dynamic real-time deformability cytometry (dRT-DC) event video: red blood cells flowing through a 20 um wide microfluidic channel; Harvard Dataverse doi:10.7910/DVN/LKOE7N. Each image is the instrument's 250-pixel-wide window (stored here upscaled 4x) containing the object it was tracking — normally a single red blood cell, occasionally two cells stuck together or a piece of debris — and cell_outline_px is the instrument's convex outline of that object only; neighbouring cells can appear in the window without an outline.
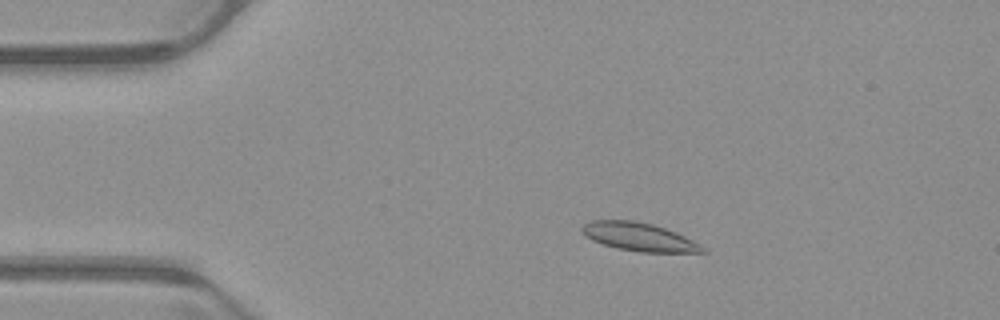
{"species": "common noctule bat (a hibernating species)", "species_latin": "Nyctalus noctula", "temperature_condition": "warm", "stored_images_in_passage": 52, "camera_frame_rate_fps": 3000, "um_per_image_px": 0.085, "animal": {"sex": "male", "body_mass_g": 23.1, "forearm_length_mm": 52.7}, "frame": {"image": 1, "passage_image": 10, "time_ms": 3.0, "image_size_px": [1000, 320], "cell_outline_px": [[708, 252], [640, 252], [616, 248], [592, 240], [584, 236], [580, 232], [580, 228], [584, 224], [592, 220], [636, 220], [652, 224], [676, 232], [700, 244]], "centroid_in_image_um": [54.27, 20.13], "position_along_channel_um": 30.7, "area_um2": 19.88}}
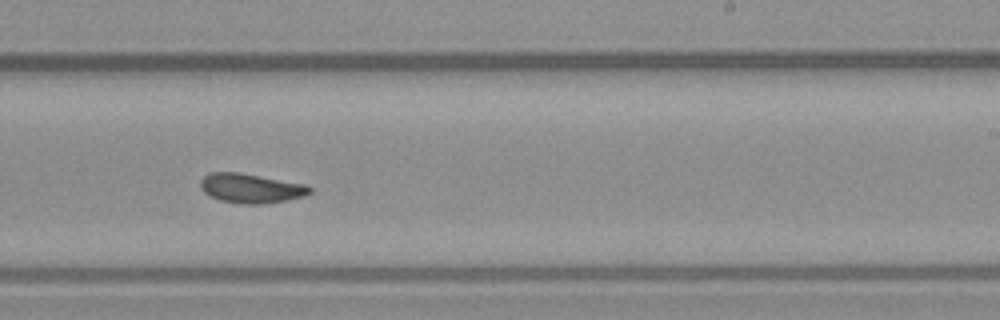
{"frame": {"image": 2, "passage_image": 32, "time_ms": 10.333, "image_size_px": [1000, 320], "cell_outline_px": [[312, 192], [304, 196], [288, 200], [264, 204], [244, 204], [220, 200], [208, 196], [200, 188], [200, 180], [208, 172], [240, 172], [308, 184], [312, 188]], "centroid_in_image_um": [21.34, 15.99], "position_along_channel_um": 267.7, "area_um2": 19.13}}
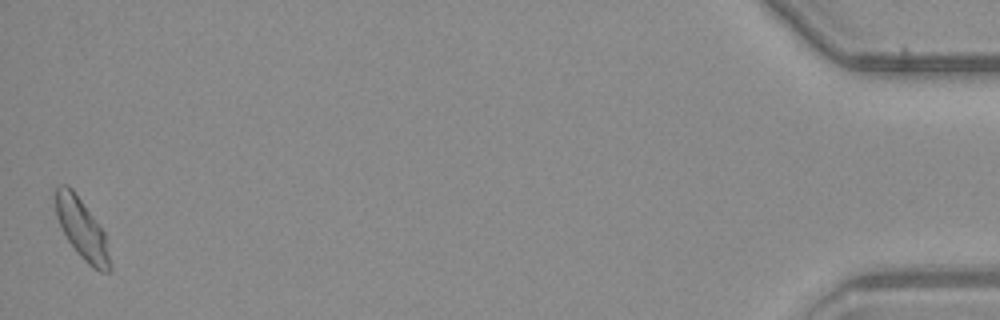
{"frame": {"image": 3, "passage_image": 52, "time_ms": 17.0, "image_size_px": [1000, 320], "cell_outline_px": [[112, 268], [108, 272], [100, 272], [92, 268], [76, 252], [68, 240], [56, 216], [52, 196], [52, 192], [60, 184], [68, 184], [72, 188], [104, 232]], "centroid_in_image_um": [6.91, 19.43], "position_along_channel_um": 428.3, "area_um2": 19.25}, "authors_computed_cell_mechanics": {"area_um2": 18.8139, "velocity_mm_per_s": 3.9215, "shape_relaxation_time_tau1_ms": null, "shape_relaxation_time_tau2_ms": 2.3557, "deformation_change_tau1": null, "deformation_change_tau2": 0.0748}}